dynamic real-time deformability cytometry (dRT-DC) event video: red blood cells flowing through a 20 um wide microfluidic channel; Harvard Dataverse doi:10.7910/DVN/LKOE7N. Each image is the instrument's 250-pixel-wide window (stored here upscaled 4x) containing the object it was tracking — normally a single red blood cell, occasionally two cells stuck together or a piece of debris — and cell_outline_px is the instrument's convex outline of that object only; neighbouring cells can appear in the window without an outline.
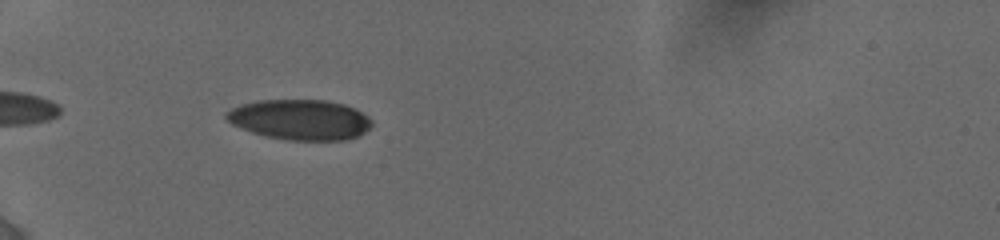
{"species": "human", "species_latin": "Homo sapiens", "temperature_condition": "cold", "stored_images_in_passage": 19, "camera_frame_rate_fps": 3000, "um_per_image_px": 0.085, "donor": {"sex": "female"}, "frame": {"image": 1, "passage_image": 4, "time_ms": 1.0, "image_size_px": [1000, 240], "cell_outline_px": [[372, 124], [364, 132], [356, 136], [344, 140], [288, 140], [264, 136], [240, 128], [232, 124], [224, 116], [224, 112], [240, 104], [256, 100], [324, 100], [344, 104], [356, 108], [368, 116], [372, 120]], "centroid_in_image_um": [25.47, 10.16], "position_along_channel_um": 59.5, "area_um2": 34.33}}
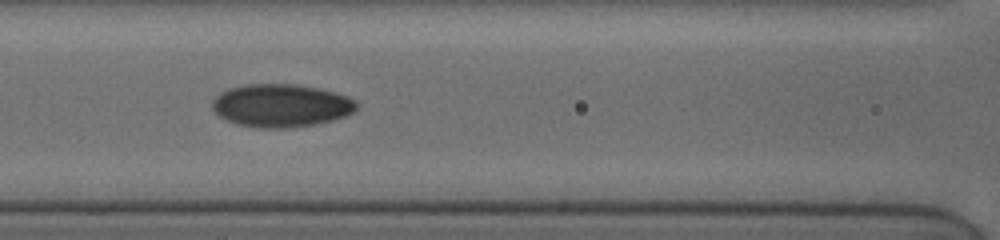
{"frame": {"image": 2, "passage_image": 11, "time_ms": 3.667, "image_size_px": [1000, 240], "cell_outline_px": [[360, 104], [352, 112], [344, 116], [332, 120], [316, 124], [284, 128], [260, 128], [236, 124], [220, 116], [212, 108], [212, 100], [220, 92], [228, 88], [244, 84], [296, 84], [336, 92], [356, 100]], "centroid_in_image_um": [23.88, 8.96], "position_along_channel_um": 142.7, "area_um2": 36.18}}
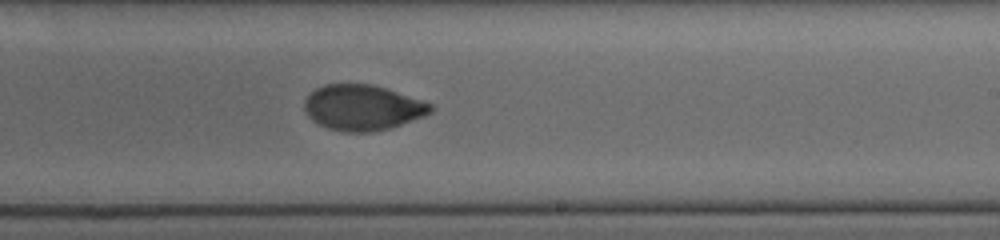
{"frame": {"image": 3, "passage_image": 19, "time_ms": 6.667, "image_size_px": [1000, 240], "cell_outline_px": [[436, 108], [432, 112], [424, 116], [392, 128], [372, 132], [344, 132], [328, 128], [312, 120], [308, 116], [304, 108], [304, 100], [316, 88], [324, 84], [372, 84], [432, 104]], "centroid_in_image_um": [30.82, 9.16], "position_along_channel_um": 258.2, "area_um2": 33.41}}